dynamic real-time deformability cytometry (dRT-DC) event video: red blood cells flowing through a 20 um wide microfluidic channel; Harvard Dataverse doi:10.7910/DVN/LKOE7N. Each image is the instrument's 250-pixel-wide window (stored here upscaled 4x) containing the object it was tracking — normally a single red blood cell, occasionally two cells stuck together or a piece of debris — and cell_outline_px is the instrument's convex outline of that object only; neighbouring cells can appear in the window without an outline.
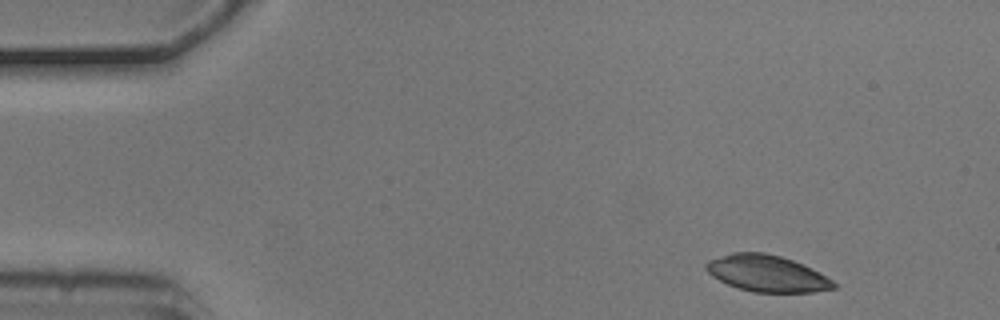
{"species": "common noctule bat (a hibernating species)", "species_latin": "Nyctalus noctula", "temperature_condition": "cold", "stored_images_in_passage": 4, "camera_frame_rate_fps": 3000, "um_per_image_px": 0.085, "animal": {"sex": "male", "body_mass_g": 20.5, "forearm_length_mm": 52.5}, "frame": {"image": 1, "passage_image": 1, "time_ms": 0.0, "image_size_px": [1000, 320], "cell_outline_px": [[836, 288], [812, 292], [752, 292], [728, 284], [712, 276], [704, 268], [704, 264], [708, 260], [732, 252], [764, 252], [780, 256], [792, 260], [812, 268], [832, 280], [836, 284]], "centroid_in_image_um": [65.17, 23.23], "position_along_channel_um": 19.8, "area_um2": 27.05}}
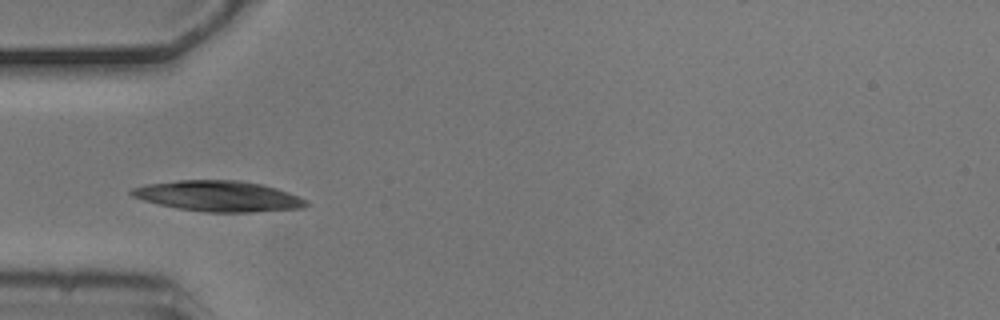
{"frame": {"image": 2, "passage_image": 4, "time_ms": 1.0, "image_size_px": [1000, 320], "cell_outline_px": [[308, 204], [304, 208], [252, 212], [204, 212], [176, 208], [144, 200], [132, 196], [128, 192], [132, 188], [148, 184], [176, 180], [240, 180], [260, 184], [276, 188], [288, 192], [304, 200]], "centroid_in_image_um": [18.54, 16.67], "position_along_channel_um": 66.5, "area_um2": 30.98}}